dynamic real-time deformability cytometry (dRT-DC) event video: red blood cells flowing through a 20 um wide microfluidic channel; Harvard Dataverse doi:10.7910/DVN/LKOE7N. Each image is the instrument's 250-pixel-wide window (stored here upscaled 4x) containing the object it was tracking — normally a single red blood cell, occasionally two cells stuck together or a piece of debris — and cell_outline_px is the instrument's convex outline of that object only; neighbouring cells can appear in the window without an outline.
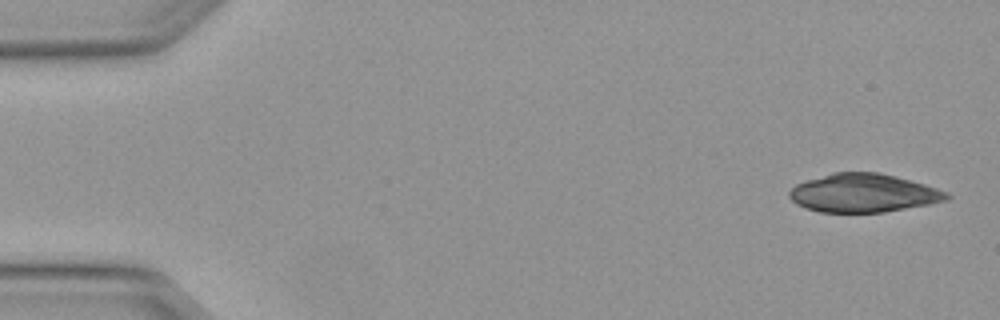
{"species": "Egyptian fruit bat (a non-hibernating species)", "species_latin": "Rousettus aegyptiacus", "temperature_condition": "warm", "stored_images_in_passage": 4, "camera_frame_rate_fps": 3000, "um_per_image_px": 0.085, "animal": {"sex": "female"}, "frame": {"image": 1, "passage_image": 1, "time_ms": 0.0, "image_size_px": [1000, 320], "cell_outline_px": [[952, 196], [948, 200], [928, 204], [884, 212], [820, 212], [804, 208], [796, 204], [788, 196], [788, 192], [796, 184], [832, 172], [880, 172], [896, 176], [924, 184], [948, 192]], "centroid_in_image_um": [73.38, 16.41], "position_along_channel_um": 11.6, "area_um2": 35.26}}